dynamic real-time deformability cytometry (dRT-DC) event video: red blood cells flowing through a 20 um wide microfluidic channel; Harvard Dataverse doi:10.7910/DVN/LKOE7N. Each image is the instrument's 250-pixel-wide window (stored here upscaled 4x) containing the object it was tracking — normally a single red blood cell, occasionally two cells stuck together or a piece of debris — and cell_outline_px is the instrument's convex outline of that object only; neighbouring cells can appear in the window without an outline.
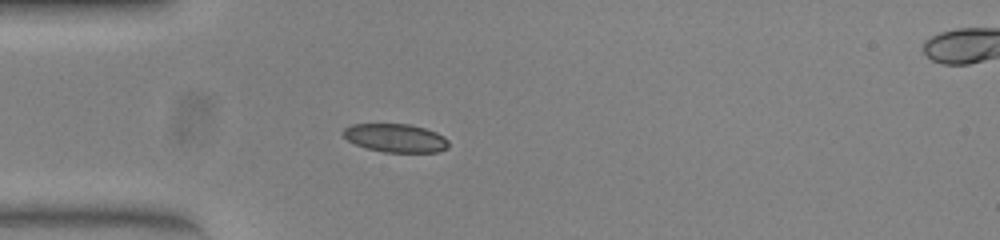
{"species": "common noctule bat (a hibernating species)", "species_latin": "Nyctalus noctula", "temperature_condition": "warm", "stored_images_in_passage": 39, "camera_frame_rate_fps": 3000, "um_per_image_px": 0.085, "animal": {"sex": "female", "body_mass_g": 23.0, "forearm_length_mm": 53.4}, "frame": {"image": 1, "passage_image": 1, "time_ms": 0.0, "image_size_px": [1000, 240], "cell_outline_px": [[448, 148], [436, 152], [384, 152], [368, 148], [356, 144], [348, 140], [340, 132], [344, 128], [352, 124], [408, 124], [424, 128], [436, 132], [444, 136], [448, 140]], "centroid_in_image_um": [33.62, 11.72], "position_along_channel_um": 51.4, "area_um2": 17.4}}
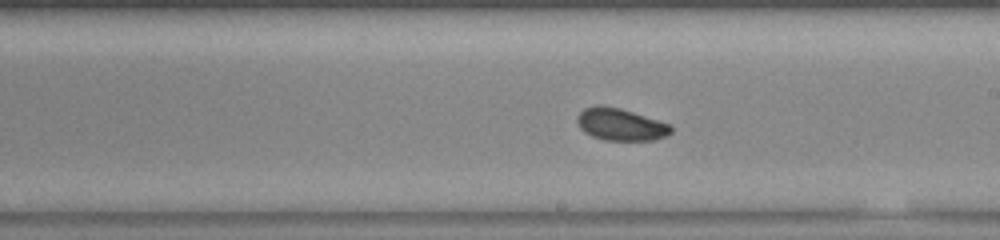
{"frame": {"image": 2, "passage_image": 16, "time_ms": 5.0, "image_size_px": [1000, 240], "cell_outline_px": [[672, 132], [668, 136], [652, 140], [604, 140], [592, 136], [584, 132], [580, 128], [576, 120], [576, 116], [584, 108], [596, 104], [600, 104], [620, 108], [672, 124]], "centroid_in_image_um": [52.75, 10.57], "position_along_channel_um": 236.3, "area_um2": 17.86}}
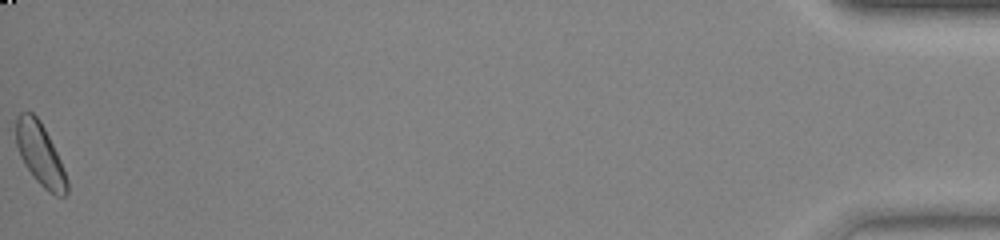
{"frame": {"image": 3, "passage_image": 39, "time_ms": 12.667, "image_size_px": [1000, 240], "cell_outline_px": [[68, 192], [64, 196], [56, 196], [48, 192], [36, 180], [24, 164], [20, 156], [16, 144], [16, 116], [20, 112], [32, 112], [40, 120], [60, 160], [68, 180]], "centroid_in_image_um": [3.4, 13.13], "position_along_channel_um": 431.8, "area_um2": 18.38}, "authors_computed_cell_mechanics": {"area_um2": 17.918, "velocity_mm_per_s": 3.8901, "shape_relaxation_time_tau1_ms": 2.8794, "shape_relaxation_time_tau2_ms": 5.9836, "deformation_change_tau1": 0.0765, "deformation_change_tau2": 0.0918}}